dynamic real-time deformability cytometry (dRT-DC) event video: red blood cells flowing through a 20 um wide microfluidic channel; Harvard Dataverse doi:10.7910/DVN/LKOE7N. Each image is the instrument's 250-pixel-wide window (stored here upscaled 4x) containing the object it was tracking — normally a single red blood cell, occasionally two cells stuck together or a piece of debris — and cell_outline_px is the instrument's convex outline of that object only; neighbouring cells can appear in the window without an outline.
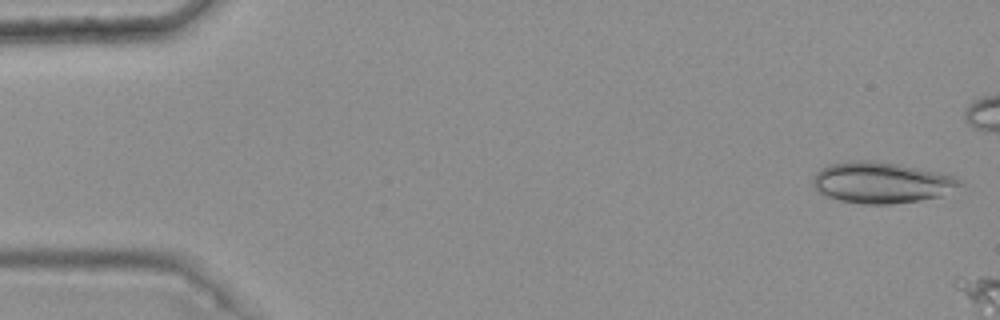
{"species": "common noctule bat (a hibernating species)", "species_latin": "Nyctalus noctula", "temperature_condition": "warm", "stored_images_in_passage": 2, "camera_frame_rate_fps": 3000, "um_per_image_px": 0.085, "animal": {"sex": "female", "body_mass_g": 25.1}, "frame": {"image": 1, "passage_image": 1, "time_ms": 0.0, "image_size_px": [1000, 320], "cell_outline_px": [[964, 184], [940, 196], [920, 200], [892, 204], [860, 204], [840, 200], [824, 196], [816, 192], [812, 184], [812, 180], [816, 172], [820, 168], [828, 164], [844, 160], [876, 160], [896, 164], [952, 176], [960, 180]], "centroid_in_image_um": [74.81, 15.52], "position_along_channel_um": 10.2, "area_um2": 35.26}}